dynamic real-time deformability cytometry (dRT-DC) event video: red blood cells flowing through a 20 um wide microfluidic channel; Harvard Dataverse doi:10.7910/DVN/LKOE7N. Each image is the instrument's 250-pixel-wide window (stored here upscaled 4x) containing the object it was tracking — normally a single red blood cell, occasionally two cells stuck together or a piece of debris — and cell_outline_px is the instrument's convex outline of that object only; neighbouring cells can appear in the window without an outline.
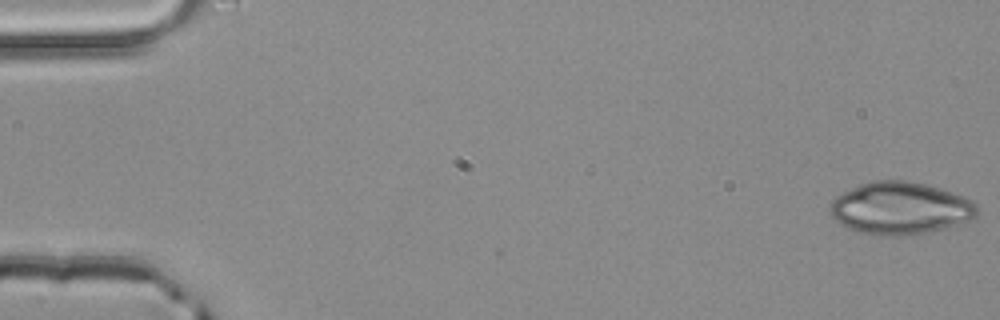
{"species": "common noctule bat (a hibernating species)", "species_latin": "Nyctalus noctula", "temperature_condition": "room temperature", "stored_images_in_passage": 5, "camera_frame_rate_fps": 3000, "um_per_image_px": 0.085, "animal": {"sex": "male", "body_mass_g": 20.4}, "frame": {"image": 1, "passage_image": 1, "time_ms": 0.0, "image_size_px": [1000, 320], "cell_outline_px": [[976, 216], [972, 220], [944, 228], [904, 236], [884, 236], [860, 232], [848, 228], [840, 224], [832, 216], [828, 208], [828, 204], [836, 196], [860, 184], [872, 180], [908, 180], [940, 188], [952, 192], [972, 200], [976, 204]], "centroid_in_image_um": [76.49, 17.69], "position_along_channel_um": 8.5, "area_um2": 44.91}}